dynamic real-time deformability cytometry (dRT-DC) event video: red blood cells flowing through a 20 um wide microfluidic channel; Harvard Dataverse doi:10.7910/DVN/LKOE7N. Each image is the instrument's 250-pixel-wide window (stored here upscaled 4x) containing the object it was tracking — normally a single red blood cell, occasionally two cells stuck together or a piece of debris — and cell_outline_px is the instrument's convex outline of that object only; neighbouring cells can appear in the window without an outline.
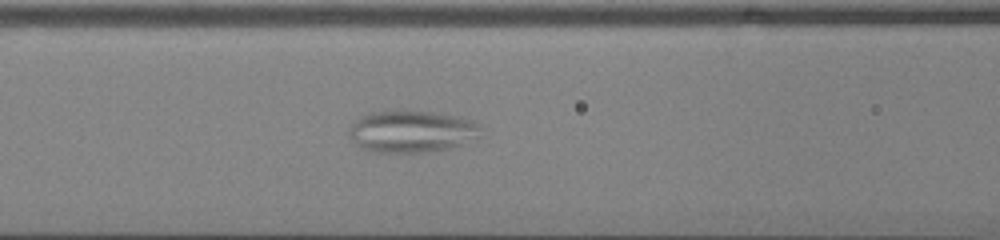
{"species": "common noctule bat (a hibernating species)", "species_latin": "Nyctalus noctula", "temperature_condition": "cold", "stored_images_in_passage": 45, "camera_frame_rate_fps": 3000, "um_per_image_px": 0.085, "animal": {"sex": "male", "body_mass_g": 13.0, "forearm_length_mm": 53.1}, "frame": {"image": 1, "passage_image": 16, "time_ms": 5.0, "image_size_px": [1000, 240], "cell_outline_px": [[484, 128], [476, 136], [460, 144], [448, 148], [420, 152], [372, 152], [356, 144], [348, 136], [348, 128], [360, 116], [368, 112], [432, 112], [460, 116], [472, 120], [480, 124]], "centroid_in_image_um": [34.96, 11.17], "position_along_channel_um": 131.6, "area_um2": 31.79}}
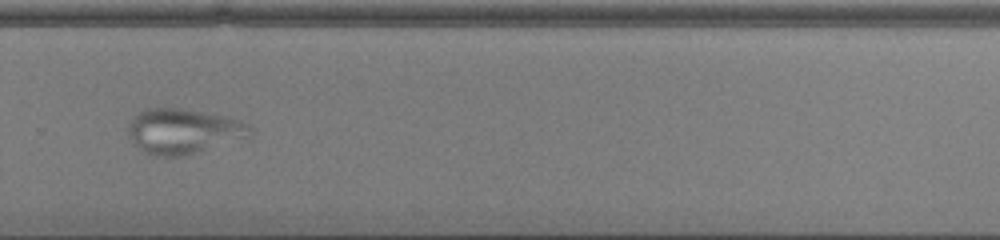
{"frame": {"image": 2, "passage_image": 30, "time_ms": 9.667, "image_size_px": [1000, 240], "cell_outline_px": [[252, 136], [180, 156], [156, 156], [144, 152], [128, 136], [128, 124], [132, 116], [144, 108], [180, 108], [228, 116], [240, 120], [248, 124], [252, 128]], "centroid_in_image_um": [15.57, 11.12], "position_along_channel_um": 314.2, "area_um2": 31.96}}
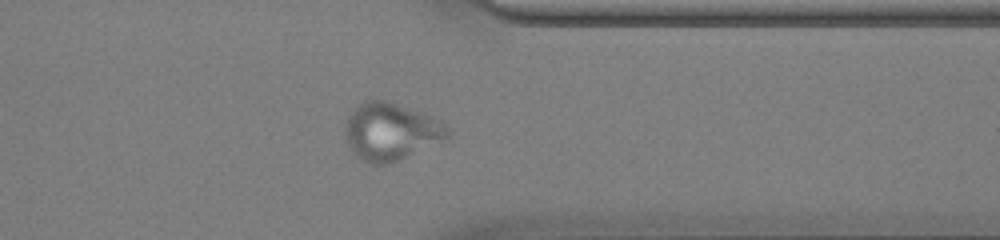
{"frame": {"image": 3, "passage_image": 35, "time_ms": 11.333, "image_size_px": [1000, 240], "cell_outline_px": [[452, 140], [396, 160], [384, 164], [372, 164], [360, 160], [356, 156], [348, 144], [344, 132], [344, 124], [348, 116], [364, 100], [384, 100], [424, 112], [448, 124], [452, 132]], "centroid_in_image_um": [33.32, 11.19], "position_along_channel_um": 378.1, "area_um2": 35.03}}